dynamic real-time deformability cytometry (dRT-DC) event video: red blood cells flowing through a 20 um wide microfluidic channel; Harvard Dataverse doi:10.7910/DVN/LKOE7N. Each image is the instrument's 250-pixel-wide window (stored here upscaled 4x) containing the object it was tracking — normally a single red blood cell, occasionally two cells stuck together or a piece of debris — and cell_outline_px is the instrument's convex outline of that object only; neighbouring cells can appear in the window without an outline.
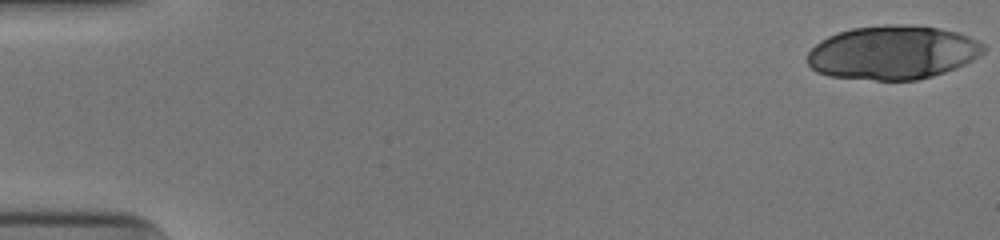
{"species": "human", "species_latin": "Homo sapiens", "temperature_condition": "cold", "stored_images_in_passage": 47, "camera_frame_rate_fps": 3000, "um_per_image_px": 0.085, "donor": {"sex": "male"}, "frame": {"image": 1, "passage_image": 1, "time_ms": 0.0, "image_size_px": [1000, 240], "cell_outline_px": [[984, 52], [980, 56], [956, 68], [932, 76], [916, 80], [876, 80], [828, 76], [816, 72], [808, 64], [808, 52], [820, 40], [836, 32], [852, 28], [884, 24], [912, 24], [940, 28], [956, 32], [968, 36], [984, 44]], "centroid_in_image_um": [75.87, 4.45], "position_along_channel_um": 9.1, "area_um2": 55.55}}
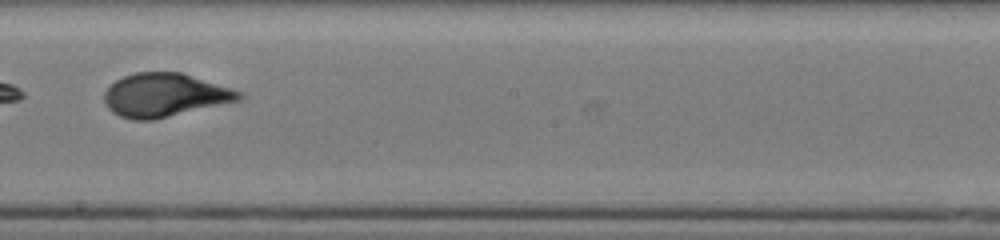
{"frame": {"image": 2, "passage_image": 31, "time_ms": 10.0, "image_size_px": [1000, 240], "cell_outline_px": [[244, 96], [240, 100], [152, 120], [132, 120], [120, 116], [112, 112], [108, 108], [104, 100], [104, 92], [116, 80], [124, 76], [136, 72], [180, 72], [232, 88], [244, 92]], "centroid_in_image_um": [14.0, 8.08], "position_along_channel_um": 234.2, "area_um2": 33.99}}
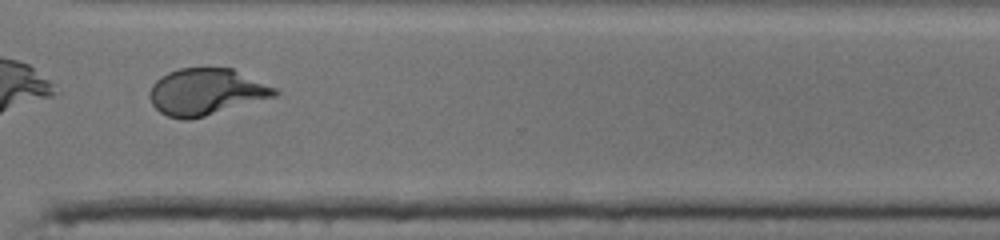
{"frame": {"image": 3, "passage_image": 40, "time_ms": 13.0, "image_size_px": [1000, 240], "cell_outline_px": [[280, 92], [276, 96], [204, 116], [188, 120], [184, 120], [168, 116], [160, 112], [152, 104], [148, 96], [152, 84], [160, 76], [168, 72], [180, 68], [232, 68], [276, 88]], "centroid_in_image_um": [17.49, 7.8], "position_along_channel_um": 353.1, "area_um2": 33.81}, "authors_computed_cell_mechanics": {"area_um2": 34.6222, "velocity_mm_per_s": 3.9569, "shape_relaxation_time_tau1_ms": 4.205, "shape_relaxation_time_tau2_ms": 0.6754, "deformation_change_tau1": 0.1951, "deformation_change_tau2": 0.047}}